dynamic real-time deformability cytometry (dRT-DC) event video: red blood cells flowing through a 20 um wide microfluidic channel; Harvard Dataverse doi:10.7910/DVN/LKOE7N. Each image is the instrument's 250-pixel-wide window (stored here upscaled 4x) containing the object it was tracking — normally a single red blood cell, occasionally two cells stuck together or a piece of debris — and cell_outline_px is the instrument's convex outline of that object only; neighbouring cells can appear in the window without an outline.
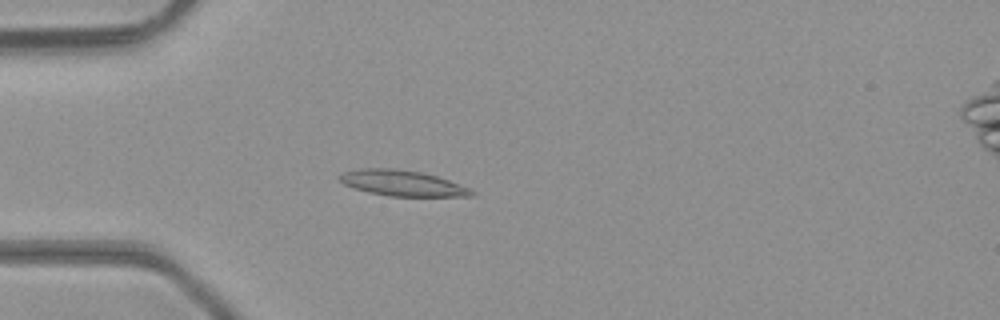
{"species": "common noctule bat (a hibernating species)", "species_latin": "Nyctalus noctula", "temperature_condition": "room temperature", "stored_images_in_passage": 37, "camera_frame_rate_fps": 3000, "um_per_image_px": 0.085, "animal": {"sex": "male", "body_mass_g": 23.1, "forearm_length_mm": 52.7}, "frame": {"image": 1, "passage_image": 3, "time_ms": 0.667, "image_size_px": [1000, 320], "cell_outline_px": [[476, 196], [388, 196], [368, 192], [344, 184], [336, 176], [344, 172], [360, 168], [392, 168], [420, 172], [436, 176], [448, 180], [468, 188], [476, 192]], "centroid_in_image_um": [34.18, 15.57], "position_along_channel_um": 50.8, "area_um2": 19.59}}
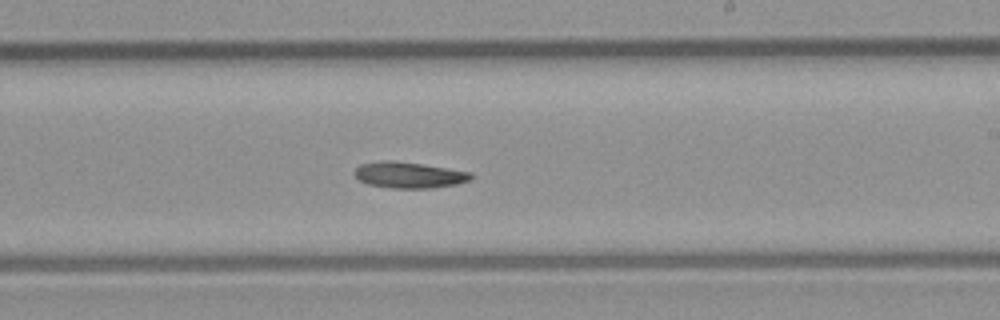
{"frame": {"image": 2, "passage_image": 18, "time_ms": 5.667, "image_size_px": [1000, 320], "cell_outline_px": [[472, 180], [456, 184], [432, 188], [392, 188], [368, 184], [360, 180], [352, 172], [360, 164], [380, 160], [392, 160], [420, 164], [472, 172]], "centroid_in_image_um": [34.75, 14.87], "position_along_channel_um": 254.2, "area_um2": 17.69}}
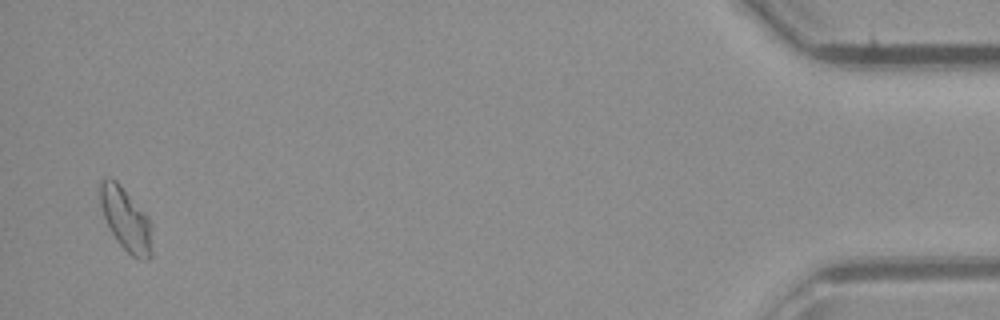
{"frame": {"image": 3, "passage_image": 36, "time_ms": 11.667, "image_size_px": [1000, 320], "cell_outline_px": [[152, 256], [148, 260], [140, 260], [132, 256], [116, 240], [104, 216], [100, 204], [100, 180], [104, 176], [108, 176], [116, 180], [120, 184], [148, 216], [152, 224]], "centroid_in_image_um": [10.73, 18.64], "position_along_channel_um": 424.5, "area_um2": 19.31}}